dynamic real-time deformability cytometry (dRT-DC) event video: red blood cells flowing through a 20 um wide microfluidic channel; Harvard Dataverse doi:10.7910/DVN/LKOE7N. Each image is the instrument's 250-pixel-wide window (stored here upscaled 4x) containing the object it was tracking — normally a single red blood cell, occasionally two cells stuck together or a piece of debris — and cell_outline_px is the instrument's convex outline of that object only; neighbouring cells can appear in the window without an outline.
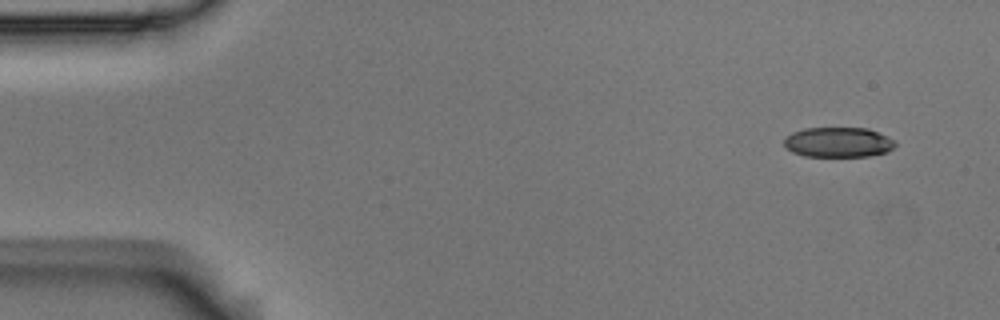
{"species": "Egyptian fruit bat (a non-hibernating species)", "species_latin": "Rousettus aegyptiacus", "temperature_condition": "room temperature", "stored_images_in_passage": 6, "camera_frame_rate_fps": 3000, "um_per_image_px": 0.085, "animal": {"sex": "male"}, "frame": {"image": 1, "passage_image": 1, "time_ms": 0.0, "image_size_px": [1000, 320], "cell_outline_px": [[896, 144], [888, 152], [868, 156], [804, 156], [792, 152], [784, 144], [784, 136], [792, 132], [804, 128], [868, 128], [896, 140]], "centroid_in_image_um": [71.25, 12.08], "position_along_channel_um": 13.8, "area_um2": 19.54}}
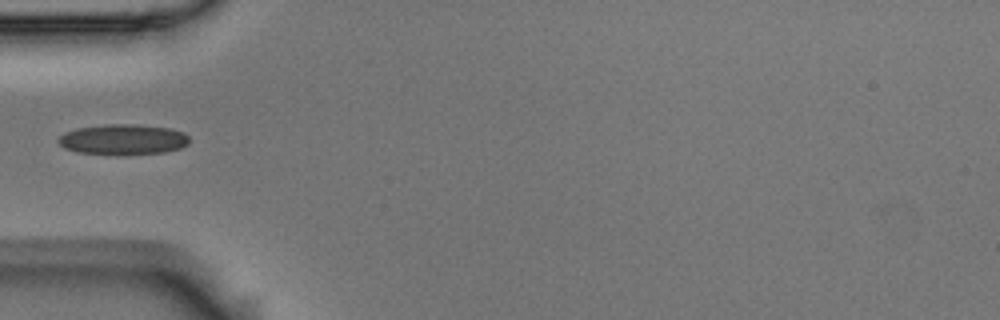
{"frame": {"image": 2, "passage_image": 5, "time_ms": 1.333, "image_size_px": [1000, 320], "cell_outline_px": [[188, 144], [180, 148], [164, 152], [120, 156], [76, 152], [64, 148], [56, 140], [64, 132], [76, 128], [104, 124], [132, 124], [172, 128], [184, 132], [188, 136]], "centroid_in_image_um": [10.44, 11.87], "position_along_channel_um": 74.6, "area_um2": 23.76}}
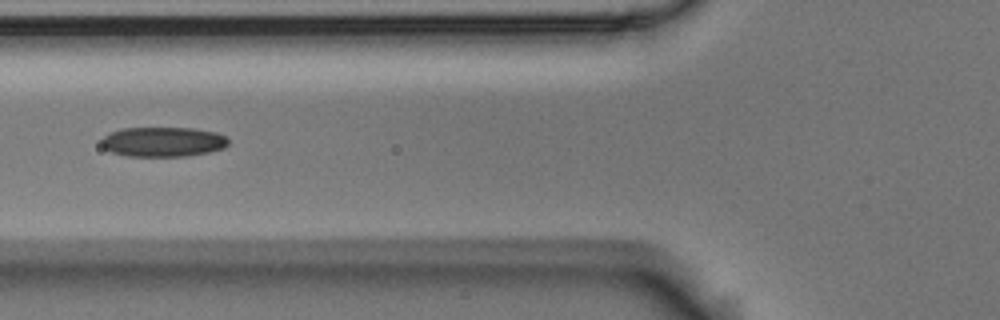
{"frame": {"image": 3, "passage_image": 6, "time_ms": 1.667, "image_size_px": [1000, 320], "cell_outline_px": [[228, 144], [224, 148], [208, 152], [188, 156], [128, 156], [112, 152], [104, 148], [100, 144], [100, 140], [104, 136], [120, 128], [192, 128], [216, 132], [224, 136], [228, 140]], "centroid_in_image_um": [13.84, 12.05], "position_along_channel_um": 112.0, "area_um2": 22.02}}